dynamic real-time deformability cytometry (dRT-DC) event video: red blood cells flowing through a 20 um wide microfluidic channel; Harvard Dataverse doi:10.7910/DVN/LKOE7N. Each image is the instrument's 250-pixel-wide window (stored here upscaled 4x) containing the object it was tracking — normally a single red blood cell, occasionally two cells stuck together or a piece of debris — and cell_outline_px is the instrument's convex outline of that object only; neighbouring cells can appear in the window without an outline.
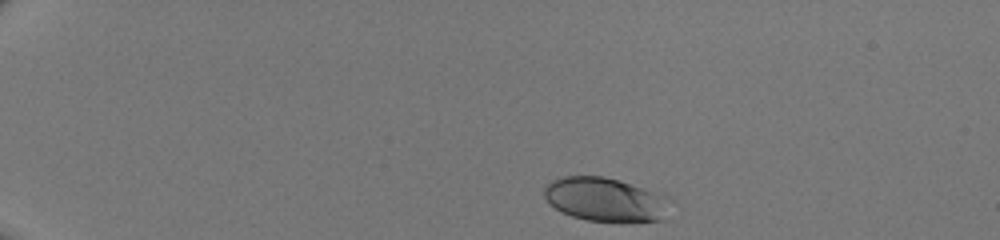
{"species": "human", "species_latin": "Homo sapiens", "temperature_condition": "room temperature", "stored_images_in_passage": 36, "camera_frame_rate_fps": 3000, "um_per_image_px": 0.085, "donor": {"sex": "male"}, "frame": {"image": 1, "passage_image": 1, "time_ms": 0.0, "image_size_px": [1000, 240], "cell_outline_px": [[660, 220], [620, 224], [588, 220], [572, 216], [560, 212], [548, 204], [544, 196], [544, 188], [552, 180], [564, 176], [604, 176], [652, 192]], "centroid_in_image_um": [51.1, 16.98], "position_along_channel_um": 33.9, "area_um2": 30.4}}
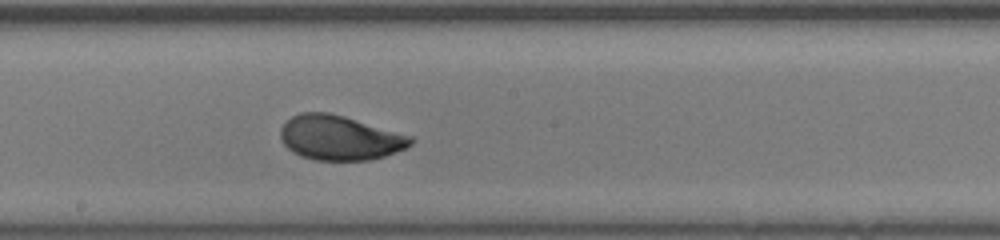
{"frame": {"image": 2, "passage_image": 21, "time_ms": 6.667, "image_size_px": [1000, 240], "cell_outline_px": [[416, 140], [412, 144], [404, 148], [384, 156], [368, 160], [316, 160], [300, 156], [292, 152], [280, 140], [280, 128], [292, 116], [300, 112], [328, 112], [344, 116], [412, 136]], "centroid_in_image_um": [28.85, 11.71], "position_along_channel_um": 219.3, "area_um2": 33.81}}
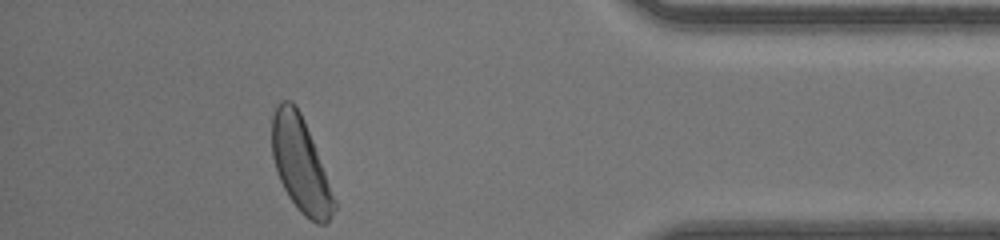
{"frame": {"image": 3, "passage_image": 36, "time_ms": 11.667, "image_size_px": [1000, 240], "cell_outline_px": [[336, 208], [328, 220], [324, 224], [316, 224], [304, 216], [296, 208], [288, 196], [280, 180], [272, 156], [272, 116], [276, 104], [280, 100], [292, 100], [296, 104], [304, 120], [336, 200]], "centroid_in_image_um": [25.53, 13.98], "position_along_channel_um": 409.7, "area_um2": 34.1}}